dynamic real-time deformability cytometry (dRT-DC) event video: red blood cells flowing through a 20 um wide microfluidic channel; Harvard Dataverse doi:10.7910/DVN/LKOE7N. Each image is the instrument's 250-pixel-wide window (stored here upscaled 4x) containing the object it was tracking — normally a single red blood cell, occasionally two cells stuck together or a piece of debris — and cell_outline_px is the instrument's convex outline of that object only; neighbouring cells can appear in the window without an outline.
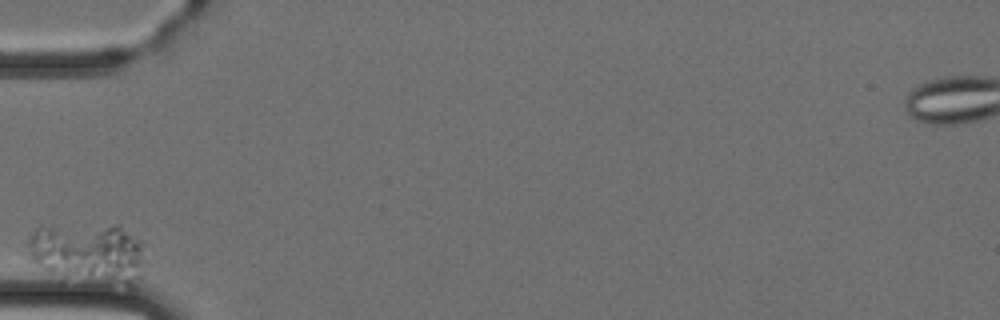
{"species": "Egyptian fruit bat (a non-hibernating species)", "species_latin": "Rousettus aegyptiacus", "temperature_condition": "cold", "stored_images_in_passage": 7, "camera_frame_rate_fps": 3000, "um_per_image_px": 0.085, "animal": {"sex": "female"}, "frame": {"image": 1, "passage_image": 1, "time_ms": 0.0, "image_size_px": [1000, 320], "cell_outline_px": [[144, 264], [140, 276], [132, 288], [128, 288], [60, 280], [40, 268], [32, 260], [28, 252], [28, 240], [32, 232], [36, 228], [112, 224], [120, 224], [140, 240], [144, 260]], "centroid_in_image_um": [7.54, 21.6], "position_along_channel_um": 77.5, "area_um2": 42.95}}
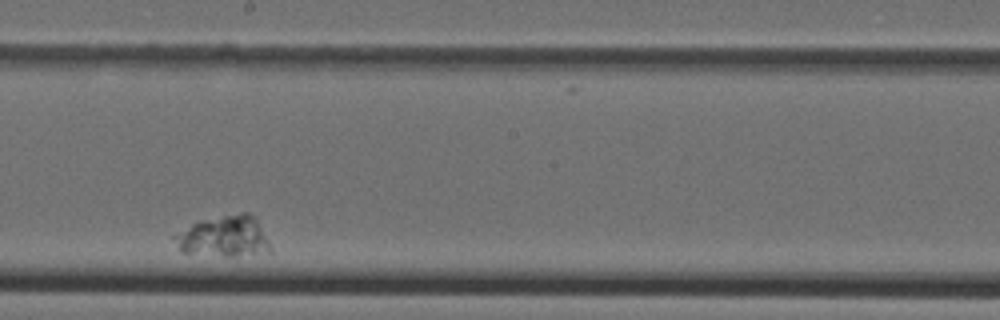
{"frame": {"image": 2, "passage_image": 5, "time_ms": 5.0, "image_size_px": [1000, 320], "cell_outline_px": [[272, 252], [236, 256], [224, 256], [180, 252], [172, 236], [192, 224], [200, 220], [240, 212], [248, 212], [256, 216], [272, 248]], "centroid_in_image_um": [19.08, 20.1], "position_along_channel_um": 229.1, "area_um2": 23.18}}
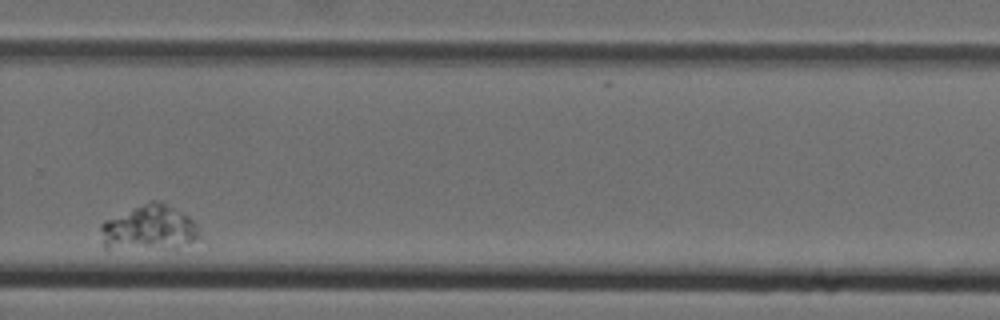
{"frame": {"image": 3, "passage_image": 7, "time_ms": 7.667, "image_size_px": [1000, 320], "cell_outline_px": [[208, 244], [176, 248], [108, 252], [104, 248], [100, 228], [100, 224], [104, 220], [132, 208], [152, 200], [160, 200], [188, 216], [196, 224], [208, 240]], "centroid_in_image_um": [12.79, 19.48], "position_along_channel_um": 317.0, "area_um2": 28.15}}